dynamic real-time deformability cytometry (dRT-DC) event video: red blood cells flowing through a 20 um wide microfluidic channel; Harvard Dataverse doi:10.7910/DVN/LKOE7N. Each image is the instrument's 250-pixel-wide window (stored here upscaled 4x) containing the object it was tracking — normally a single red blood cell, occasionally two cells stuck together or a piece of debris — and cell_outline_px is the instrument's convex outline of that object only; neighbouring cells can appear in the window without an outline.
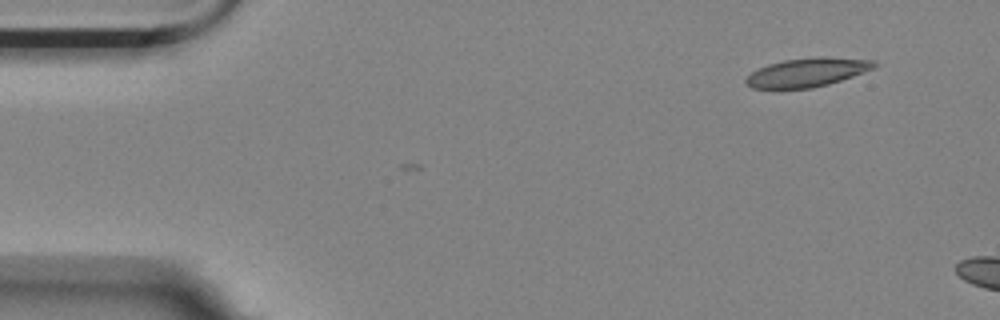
{"species": "Egyptian fruit bat (a non-hibernating species)", "species_latin": "Rousettus aegyptiacus", "temperature_condition": "room temperature", "stored_images_in_passage": 2, "camera_frame_rate_fps": 3000, "um_per_image_px": 0.085, "animal": {"sex": "female"}, "frame": {"image": 1, "passage_image": 2, "time_ms": 0.333, "image_size_px": [1000, 320], "cell_outline_px": [[880, 64], [876, 68], [828, 84], [812, 88], [752, 88], [744, 84], [744, 80], [752, 72], [768, 64], [784, 60], [820, 56], [828, 56], [876, 60]], "centroid_in_image_um": [68.67, 6.13], "position_along_channel_um": 16.3, "area_um2": 21.68}}